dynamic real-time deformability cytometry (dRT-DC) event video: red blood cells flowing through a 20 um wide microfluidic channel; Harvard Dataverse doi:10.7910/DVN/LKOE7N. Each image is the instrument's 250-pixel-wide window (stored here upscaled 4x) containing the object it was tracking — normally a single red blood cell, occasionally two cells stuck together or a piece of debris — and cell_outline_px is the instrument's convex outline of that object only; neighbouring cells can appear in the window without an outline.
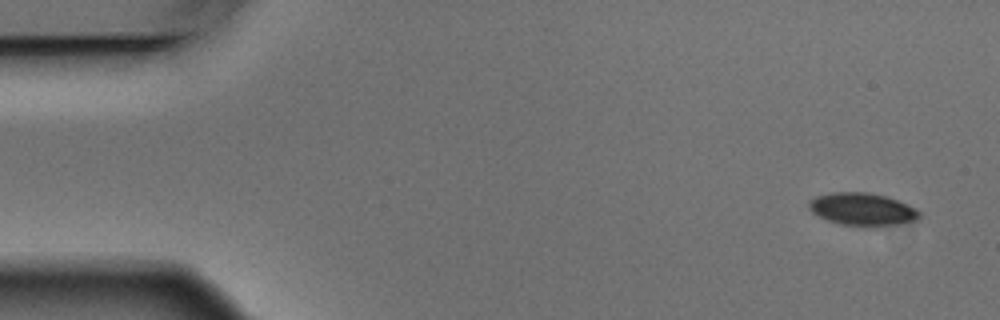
{"species": "Egyptian fruit bat (a non-hibernating species)", "species_latin": "Rousettus aegyptiacus", "temperature_condition": "warm", "stored_images_in_passage": 5, "camera_frame_rate_fps": 3000, "um_per_image_px": 0.085, "animal": {"sex": "male"}, "frame": {"image": 1, "passage_image": 1, "time_ms": 0.0, "image_size_px": [1000, 320], "cell_outline_px": [[920, 220], [872, 228], [864, 228], [840, 224], [828, 220], [812, 212], [808, 208], [808, 204], [816, 196], [832, 192], [868, 192], [884, 196], [896, 200], [916, 208], [920, 212]], "centroid_in_image_um": [73.32, 17.81], "position_along_channel_um": 11.7, "area_um2": 21.27}}
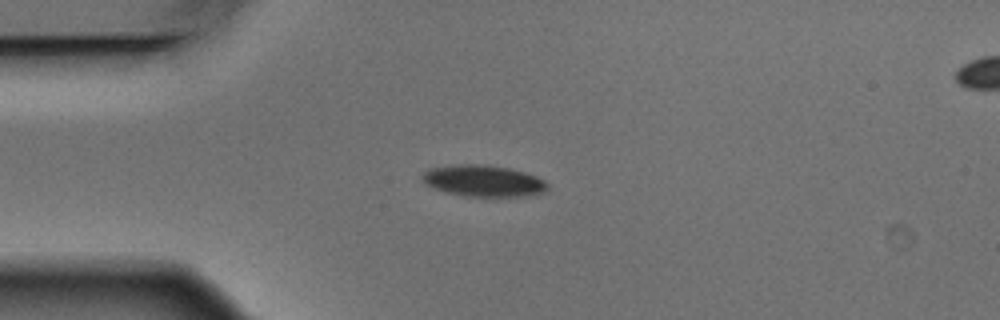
{"frame": {"image": 2, "passage_image": 4, "time_ms": 1.0, "image_size_px": [1000, 320], "cell_outline_px": [[548, 188], [544, 192], [524, 196], [460, 196], [444, 192], [424, 184], [420, 176], [428, 168], [456, 164], [476, 164], [508, 168], [524, 172], [536, 176], [544, 180], [548, 184]], "centroid_in_image_um": [41.03, 15.38], "position_along_channel_um": 44.0, "area_um2": 23.06}}